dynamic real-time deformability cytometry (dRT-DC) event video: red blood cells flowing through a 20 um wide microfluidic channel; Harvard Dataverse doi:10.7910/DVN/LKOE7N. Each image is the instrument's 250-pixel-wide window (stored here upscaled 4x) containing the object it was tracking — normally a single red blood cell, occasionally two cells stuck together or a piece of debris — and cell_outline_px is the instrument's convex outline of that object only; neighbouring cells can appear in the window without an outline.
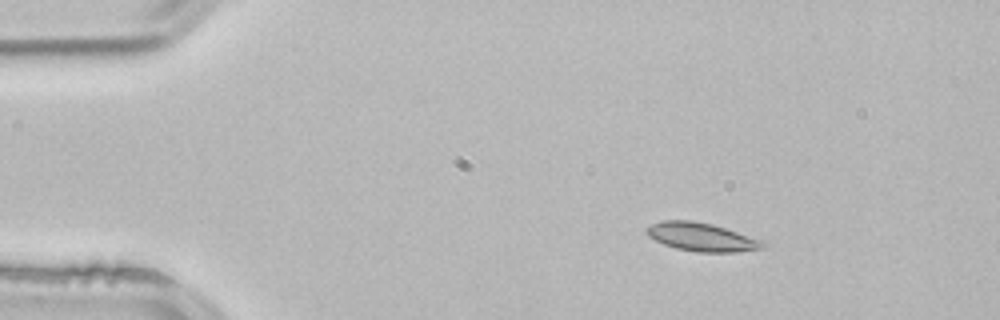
{"species": "common noctule bat (a hibernating species)", "species_latin": "Nyctalus noctula", "temperature_condition": "room temperature", "stored_images_in_passage": 3, "camera_frame_rate_fps": 3000, "um_per_image_px": 0.085, "animal": {"sex": "male", "body_mass_g": 21.5, "forearm_length_mm": 52.0}, "frame": {"image": 1, "passage_image": 1, "time_ms": 0.0, "image_size_px": [1000, 320], "cell_outline_px": [[768, 244], [764, 248], [736, 252], [696, 252], [676, 248], [664, 244], [648, 236], [644, 232], [644, 228], [660, 220], [692, 220], [712, 224], [764, 240]], "centroid_in_image_um": [59.64, 20.14], "position_along_channel_um": 25.4, "area_um2": 19.48}}
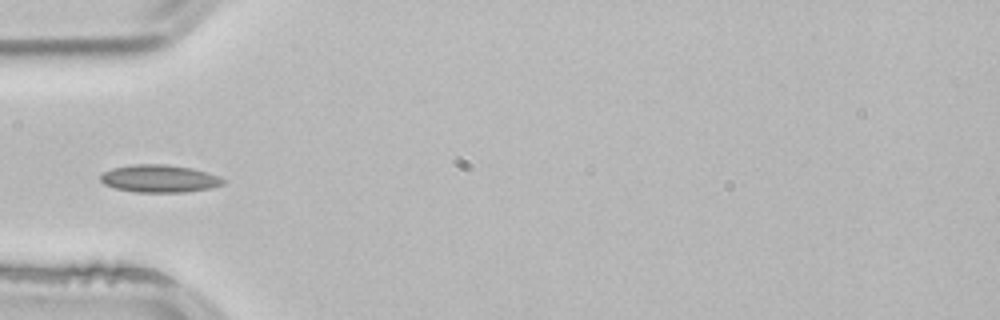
{"frame": {"image": 2, "passage_image": 3, "time_ms": 0.667, "image_size_px": [1000, 320], "cell_outline_px": [[228, 180], [224, 184], [208, 188], [184, 192], [136, 192], [116, 188], [104, 184], [100, 180], [100, 176], [104, 172], [112, 168], [132, 164], [164, 164], [192, 168], [220, 176]], "centroid_in_image_um": [13.57, 15.17], "position_along_channel_um": 71.4, "area_um2": 19.71}}